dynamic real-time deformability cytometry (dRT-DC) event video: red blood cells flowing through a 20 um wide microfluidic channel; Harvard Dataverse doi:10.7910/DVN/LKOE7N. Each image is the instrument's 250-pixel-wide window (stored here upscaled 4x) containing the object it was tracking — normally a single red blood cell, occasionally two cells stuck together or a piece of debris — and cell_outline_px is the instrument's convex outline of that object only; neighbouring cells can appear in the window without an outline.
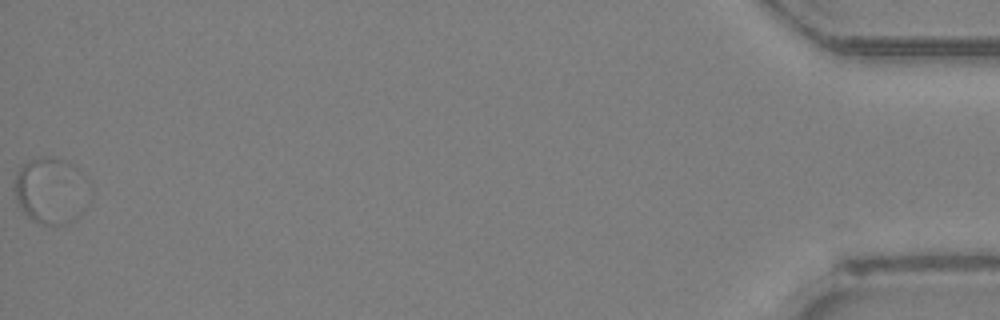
{"species": "Egyptian fruit bat (a non-hibernating species)", "species_latin": "Rousettus aegyptiacus", "temperature_condition": "room temperature", "stored_images_in_passage": 42, "segment_of_instrument_passage": [2, 2], "camera_frame_rate_fps": 3000, "um_per_image_px": 0.085, "animal": {"sex": "female"}, "frame": {"image": 1, "passage_image": 42, "time_ms": 13.667, "image_size_px": [1000, 320], "cell_outline_px": [[84, 208], [76, 220], [64, 224], [40, 224], [32, 220], [24, 212], [16, 200], [12, 188], [12, 184], [16, 172], [28, 160], [40, 156], [44, 156], [64, 160], [72, 164], [76, 168]], "centroid_in_image_um": [4.13, 16.21], "position_along_channel_um": 431.1, "area_um2": 27.69}}